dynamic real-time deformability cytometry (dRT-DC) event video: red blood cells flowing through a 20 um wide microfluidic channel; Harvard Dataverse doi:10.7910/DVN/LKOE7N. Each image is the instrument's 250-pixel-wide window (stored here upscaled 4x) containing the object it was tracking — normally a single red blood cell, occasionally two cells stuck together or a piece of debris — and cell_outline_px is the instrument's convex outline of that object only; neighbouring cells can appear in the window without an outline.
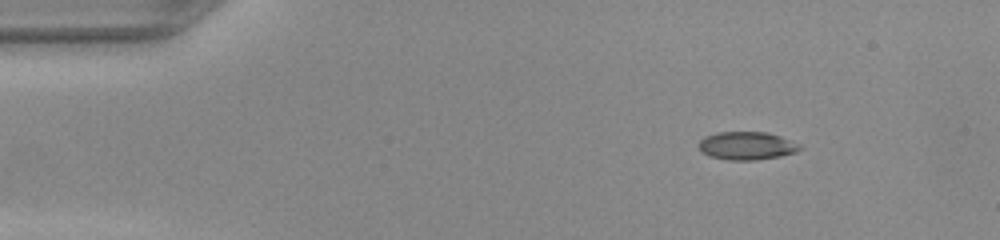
{"species": "common noctule bat (a hibernating species)", "species_latin": "Nyctalus noctula", "temperature_condition": "warm", "stored_images_in_passage": 44, "camera_frame_rate_fps": 3000, "um_per_image_px": 0.085, "animal": {"sex": "female", "body_mass_g": 22.0, "forearm_length_mm": 56.7}, "frame": {"image": 1, "passage_image": 1, "time_ms": 0.0, "image_size_px": [1000, 240], "cell_outline_px": [[804, 148], [796, 152], [780, 156], [756, 160], [728, 160], [708, 156], [700, 148], [700, 140], [704, 136], [716, 132], [768, 132], [780, 136], [800, 144]], "centroid_in_image_um": [63.5, 12.38], "position_along_channel_um": 21.5, "area_um2": 16.59}}
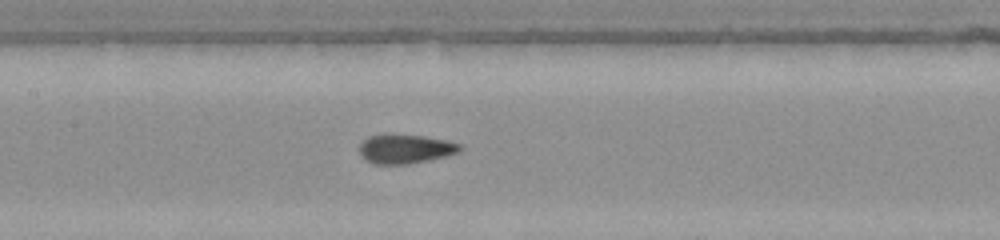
{"frame": {"image": 2, "passage_image": 18, "time_ms": 5.667, "image_size_px": [1000, 240], "cell_outline_px": [[460, 148], [456, 152], [444, 156], [428, 160], [408, 164], [372, 164], [364, 160], [360, 156], [360, 144], [368, 136], [384, 132], [392, 132], [424, 136], [448, 140], [460, 144]], "centroid_in_image_um": [34.36, 12.62], "position_along_channel_um": 173.0, "area_um2": 17.51}}
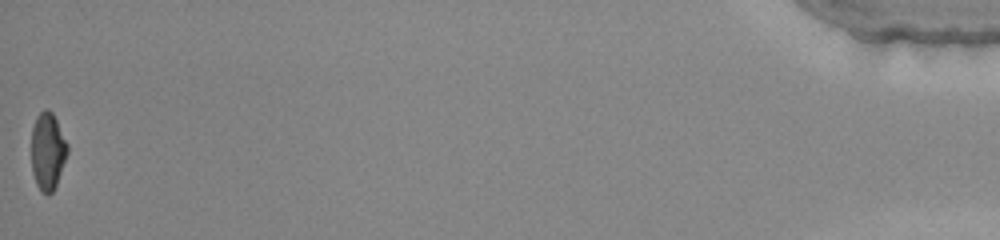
{"frame": {"image": 3, "passage_image": 44, "time_ms": 14.333, "image_size_px": [1000, 240], "cell_outline_px": [[68, 152], [56, 184], [52, 192], [48, 196], [40, 192], [36, 184], [32, 172], [32, 128], [36, 116], [44, 108], [48, 108], [52, 112], [68, 144]], "centroid_in_image_um": [4.04, 12.86], "position_along_channel_um": 431.2, "area_um2": 16.3}}